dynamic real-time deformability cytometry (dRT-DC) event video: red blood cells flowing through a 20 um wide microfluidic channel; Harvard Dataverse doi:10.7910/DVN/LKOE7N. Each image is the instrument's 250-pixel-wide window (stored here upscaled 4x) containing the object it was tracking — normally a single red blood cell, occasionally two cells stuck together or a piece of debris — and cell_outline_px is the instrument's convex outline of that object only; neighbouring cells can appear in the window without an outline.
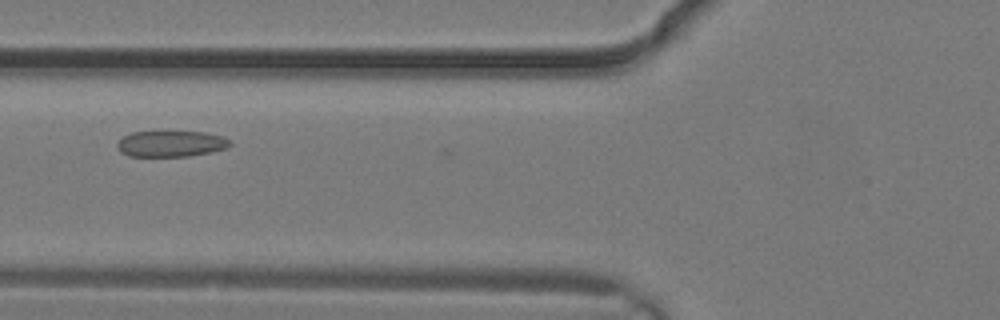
{"species": "common noctule bat (a hibernating species)", "species_latin": "Nyctalus noctula", "temperature_condition": "warm", "stored_images_in_passage": 4, "segment_of_instrument_passage": [1, 2], "camera_frame_rate_fps": 3000, "um_per_image_px": 0.085, "animal": {"sex": "male", "body_mass_g": 19.2, "forearm_length_mm": 51.8}, "frame": {"image": 1, "passage_image": 3, "time_ms": 0.667, "image_size_px": [1000, 320], "cell_outline_px": [[232, 144], [228, 148], [212, 152], [188, 156], [128, 156], [120, 152], [116, 148], [116, 144], [124, 136], [132, 132], [204, 132], [220, 136], [228, 140]], "centroid_in_image_um": [14.51, 12.23], "position_along_channel_um": 111.3, "area_um2": 17.05}}